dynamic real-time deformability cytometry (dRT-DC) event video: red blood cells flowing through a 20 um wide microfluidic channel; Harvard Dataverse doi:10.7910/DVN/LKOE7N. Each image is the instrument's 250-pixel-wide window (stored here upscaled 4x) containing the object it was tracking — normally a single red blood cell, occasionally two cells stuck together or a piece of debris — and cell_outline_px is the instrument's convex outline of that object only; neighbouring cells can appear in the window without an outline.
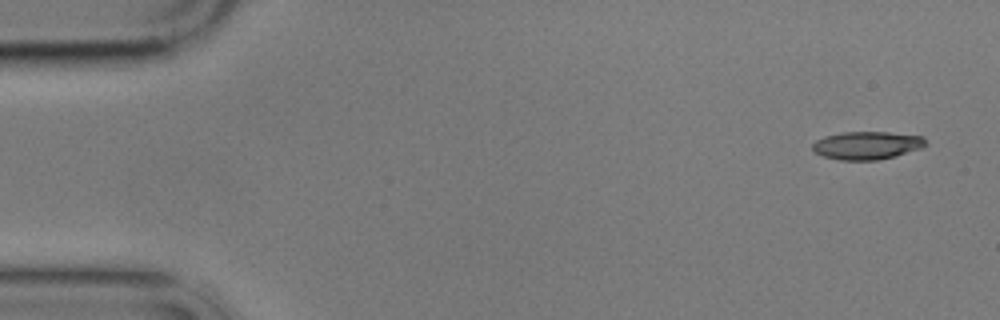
{"species": "common noctule bat (a hibernating species)", "species_latin": "Nyctalus noctula", "temperature_condition": "cold", "stored_images_in_passage": 4, "camera_frame_rate_fps": 3000, "um_per_image_px": 0.085, "animal": {"sex": "male", "body_mass_g": 17.9}, "frame": {"image": 1, "passage_image": 1, "time_ms": 0.0, "image_size_px": [1000, 320], "cell_outline_px": [[928, 144], [920, 148], [896, 156], [880, 160], [840, 160], [824, 156], [812, 152], [812, 144], [816, 140], [824, 136], [844, 132], [888, 132], [924, 136]], "centroid_in_image_um": [73.69, 12.36], "position_along_channel_um": 11.3, "area_um2": 18.61}}
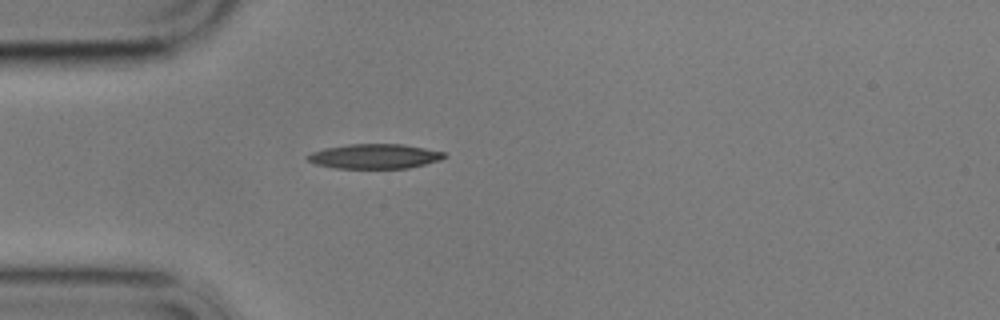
{"frame": {"image": 2, "passage_image": 4, "time_ms": 4.333, "image_size_px": [1000, 320], "cell_outline_px": [[448, 156], [440, 160], [408, 168], [336, 168], [316, 164], [308, 160], [304, 156], [312, 152], [324, 148], [348, 144], [404, 144], [444, 152]], "centroid_in_image_um": [31.83, 13.28], "position_along_channel_um": 53.2, "area_um2": 19.65}}